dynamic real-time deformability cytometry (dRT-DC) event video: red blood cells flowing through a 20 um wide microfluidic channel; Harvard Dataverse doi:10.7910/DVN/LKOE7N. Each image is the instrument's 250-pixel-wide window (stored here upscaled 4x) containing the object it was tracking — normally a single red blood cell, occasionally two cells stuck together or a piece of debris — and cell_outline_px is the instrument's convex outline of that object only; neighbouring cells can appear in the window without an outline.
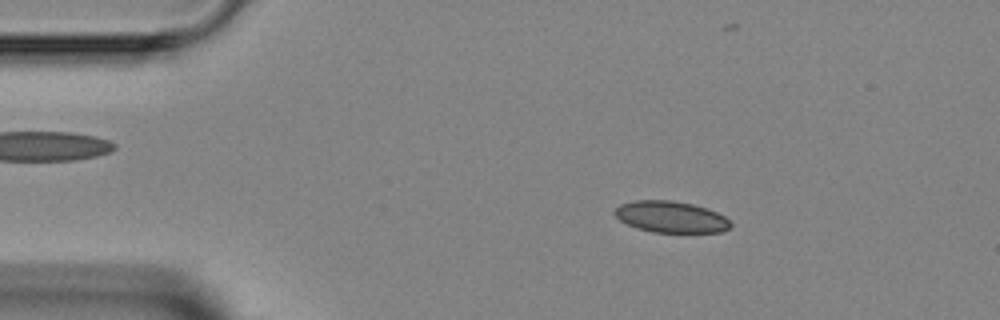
{"species": "Egyptian fruit bat (a non-hibernating species)", "species_latin": "Rousettus aegyptiacus", "temperature_condition": "room temperature", "stored_images_in_passage": 5, "camera_frame_rate_fps": 3000, "um_per_image_px": 0.085, "animal": {"sex": "female"}, "frame": {"image": 1, "passage_image": 2, "time_ms": 1.0, "image_size_px": [1000, 320], "cell_outline_px": [[732, 224], [728, 228], [720, 232], [652, 232], [636, 228], [620, 220], [612, 212], [620, 204], [636, 200], [672, 200], [692, 204], [716, 212], [724, 216]], "centroid_in_image_um": [56.99, 18.43], "position_along_channel_um": 28.0, "area_um2": 21.04}}
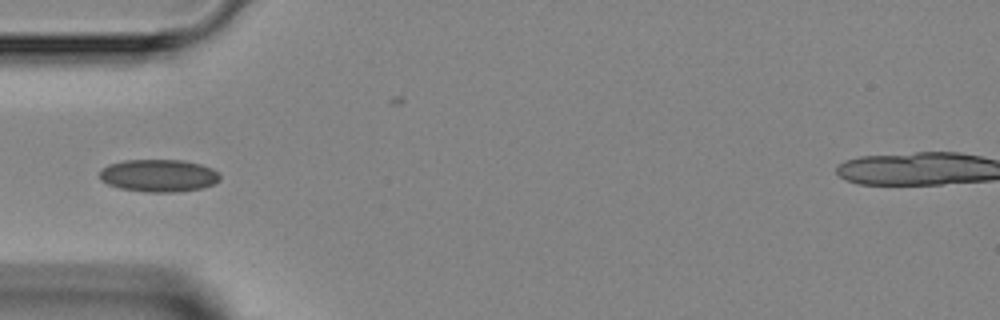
{"frame": {"image": 2, "passage_image": 4, "time_ms": 3.333, "image_size_px": [1000, 320], "cell_outline_px": [[220, 180], [216, 184], [204, 188], [176, 192], [144, 192], [120, 188], [108, 184], [100, 180], [100, 172], [108, 164], [124, 160], [184, 160], [200, 164], [212, 168], [220, 172]], "centroid_in_image_um": [13.54, 14.93], "position_along_channel_um": 71.5, "area_um2": 23.06}}
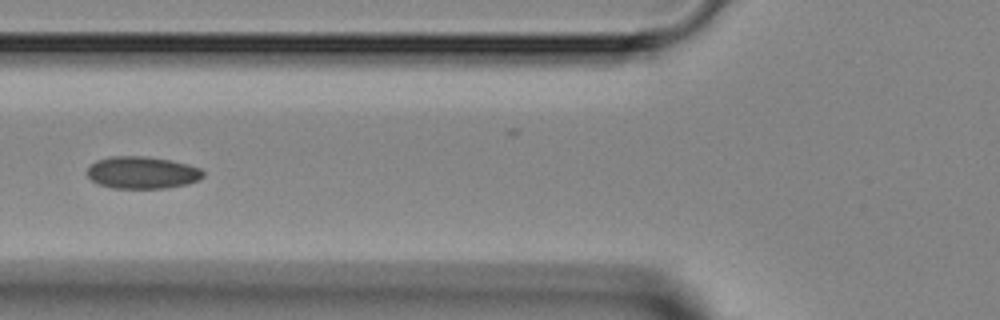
{"frame": {"image": 3, "passage_image": 5, "time_ms": 4.333, "image_size_px": [1000, 320], "cell_outline_px": [[204, 176], [200, 180], [188, 184], [164, 188], [112, 188], [100, 184], [92, 180], [88, 176], [88, 168], [96, 160], [112, 156], [144, 156], [168, 160], [188, 164], [200, 168], [204, 172]], "centroid_in_image_um": [12.12, 14.67], "position_along_channel_um": 113.7, "area_um2": 21.68}}